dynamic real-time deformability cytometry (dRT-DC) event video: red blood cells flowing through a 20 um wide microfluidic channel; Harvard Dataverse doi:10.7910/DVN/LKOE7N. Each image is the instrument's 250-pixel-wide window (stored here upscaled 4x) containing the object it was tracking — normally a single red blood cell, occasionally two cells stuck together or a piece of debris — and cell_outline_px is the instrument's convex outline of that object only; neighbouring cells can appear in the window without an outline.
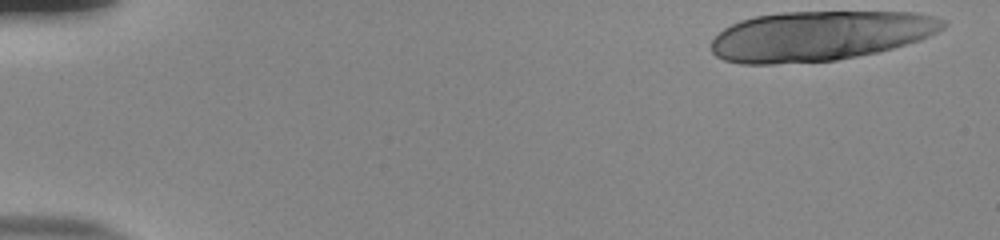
{"species": "human", "species_latin": "Homo sapiens", "temperature_condition": "room temperature", "stored_images_in_passage": 18, "camera_frame_rate_fps": 3000, "um_per_image_px": 0.085, "donor": {"sex": "male"}, "frame": {"image": 1, "passage_image": 1, "time_ms": 0.0, "image_size_px": [1000, 240], "cell_outline_px": [[948, 24], [944, 28], [920, 40], [892, 48], [876, 52], [836, 60], [772, 64], [740, 64], [724, 60], [716, 56], [712, 52], [712, 40], [724, 28], [740, 20], [756, 16], [780, 12], [916, 12], [936, 16], [944, 20]], "centroid_in_image_um": [69.68, 3.04], "position_along_channel_um": 15.3, "area_um2": 67.34}}